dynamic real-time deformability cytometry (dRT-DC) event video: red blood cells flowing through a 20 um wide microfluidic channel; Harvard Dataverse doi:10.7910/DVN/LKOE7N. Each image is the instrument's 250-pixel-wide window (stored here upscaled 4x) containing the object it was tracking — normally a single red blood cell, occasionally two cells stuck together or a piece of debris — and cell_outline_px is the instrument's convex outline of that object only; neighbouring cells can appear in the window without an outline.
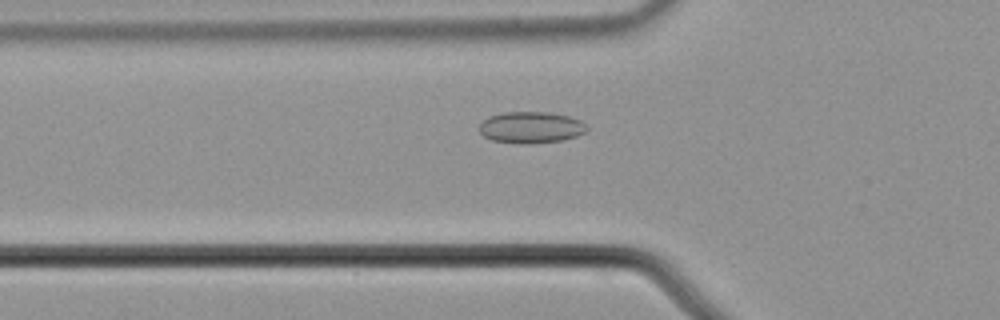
{"species": "common noctule bat (a hibernating species)", "species_latin": "Nyctalus noctula", "temperature_condition": "cold", "stored_images_in_passage": 54, "camera_frame_rate_fps": 3000, "um_per_image_px": 0.085, "animal": {"sex": "male", "body_mass_g": 21.5, "forearm_length_mm": 52.0}, "frame": {"image": 1, "passage_image": 18, "time_ms": 5.667, "image_size_px": [1000, 320], "cell_outline_px": [[588, 132], [564, 140], [532, 144], [520, 144], [492, 140], [484, 136], [480, 132], [480, 124], [488, 116], [504, 112], [548, 112], [568, 116], [580, 120], [588, 128]], "centroid_in_image_um": [45.15, 10.84], "position_along_channel_um": 80.7, "area_um2": 19.88}}
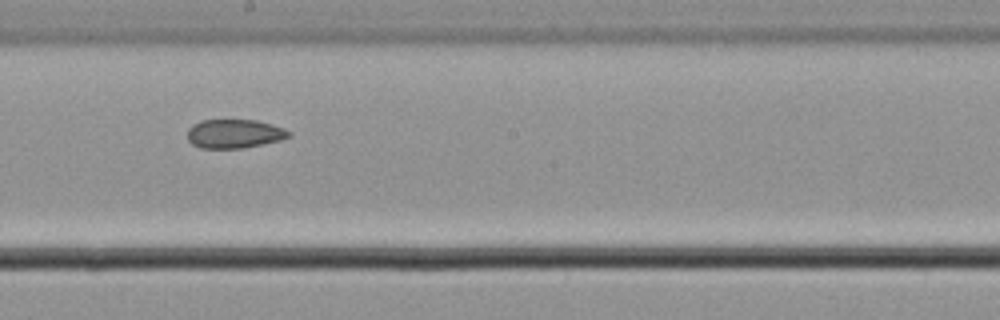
{"frame": {"image": 2, "passage_image": 30, "time_ms": 9.667, "image_size_px": [1000, 320], "cell_outline_px": [[292, 136], [280, 140], [264, 144], [244, 148], [200, 148], [192, 144], [188, 140], [188, 128], [192, 124], [200, 120], [256, 120], [272, 124], [284, 128], [292, 132]], "centroid_in_image_um": [19.94, 11.36], "position_along_channel_um": 228.3, "area_um2": 17.28}}
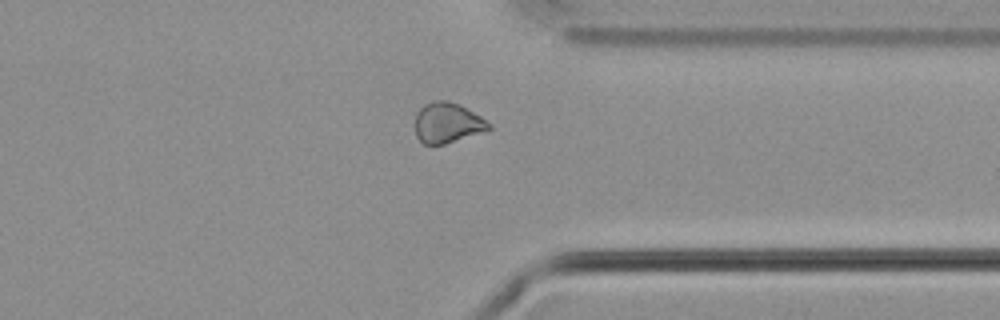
{"frame": {"image": 3, "passage_image": 42, "time_ms": 13.667, "image_size_px": [1000, 320], "cell_outline_px": [[492, 128], [444, 144], [424, 144], [416, 136], [416, 112], [424, 104], [432, 100], [448, 100], [460, 104], [480, 116], [492, 124]], "centroid_in_image_um": [38.02, 10.41], "position_along_channel_um": 373.4, "area_um2": 17.22}, "authors_computed_cell_mechanics": {"area_um2": 18.8139, "velocity_mm_per_s": 3.686, "shape_relaxation_time_tau1_ms": null, "shape_relaxation_time_tau2_ms": 4.4276, "deformation_change_tau1": null, "deformation_change_tau2": 0.0766}}